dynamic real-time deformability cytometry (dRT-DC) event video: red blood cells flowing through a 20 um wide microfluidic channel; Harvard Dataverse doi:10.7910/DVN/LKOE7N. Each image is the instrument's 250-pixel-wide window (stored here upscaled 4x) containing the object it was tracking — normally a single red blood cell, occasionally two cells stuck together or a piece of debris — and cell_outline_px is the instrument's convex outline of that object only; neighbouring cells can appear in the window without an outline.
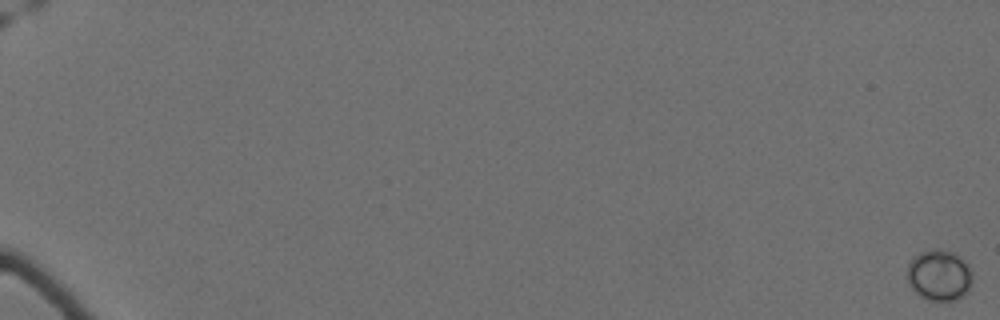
{"species": "Egyptian fruit bat (a non-hibernating species)", "species_latin": "Rousettus aegyptiacus", "temperature_condition": "cold", "stored_images_in_passage": 36, "camera_frame_rate_fps": 3000, "um_per_image_px": 0.085, "animal": {"sex": "female"}, "frame": {"image": 1, "passage_image": 1, "time_ms": 0.0, "image_size_px": [1000, 320], "cell_outline_px": [[972, 284], [964, 296], [956, 300], [928, 300], [920, 296], [908, 284], [908, 264], [920, 252], [936, 248], [952, 252], [972, 272]], "centroid_in_image_um": [79.82, 23.42], "position_along_channel_um": 5.2, "area_um2": 19.02}}
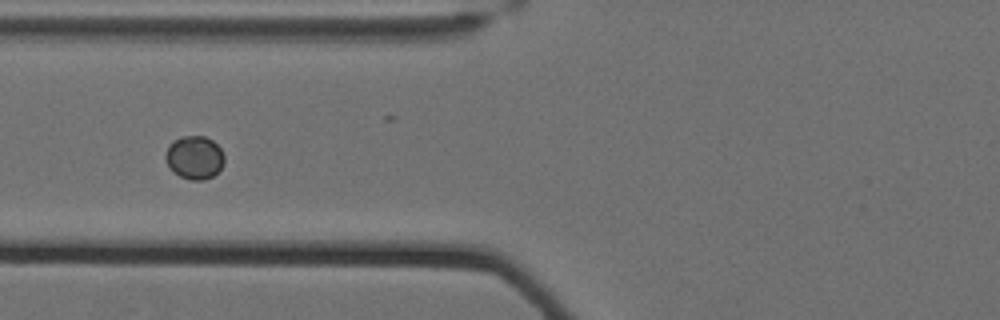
{"frame": {"image": 2, "passage_image": 30, "time_ms": 9.667, "image_size_px": [1000, 320], "cell_outline_px": [[224, 164], [212, 176], [204, 180], [192, 180], [180, 176], [172, 172], [164, 156], [168, 144], [172, 140], [180, 136], [204, 136], [212, 140], [220, 148], [224, 156]], "centroid_in_image_um": [16.5, 13.37], "position_along_channel_um": 109.3, "area_um2": 14.91}}
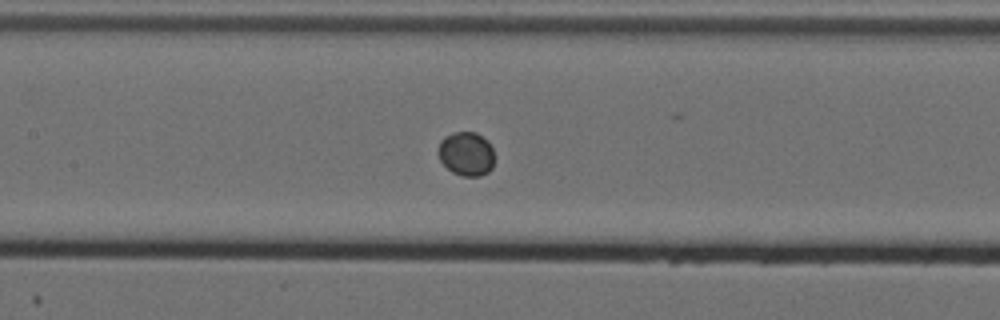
{"frame": {"image": 3, "passage_image": 35, "time_ms": 11.333, "image_size_px": [1000, 320], "cell_outline_px": [[492, 168], [488, 172], [480, 176], [460, 176], [452, 172], [440, 160], [436, 152], [436, 148], [440, 140], [444, 136], [452, 132], [476, 132], [488, 140], [492, 148]], "centroid_in_image_um": [39.58, 13.06], "position_along_channel_um": 167.8, "area_um2": 14.62}}